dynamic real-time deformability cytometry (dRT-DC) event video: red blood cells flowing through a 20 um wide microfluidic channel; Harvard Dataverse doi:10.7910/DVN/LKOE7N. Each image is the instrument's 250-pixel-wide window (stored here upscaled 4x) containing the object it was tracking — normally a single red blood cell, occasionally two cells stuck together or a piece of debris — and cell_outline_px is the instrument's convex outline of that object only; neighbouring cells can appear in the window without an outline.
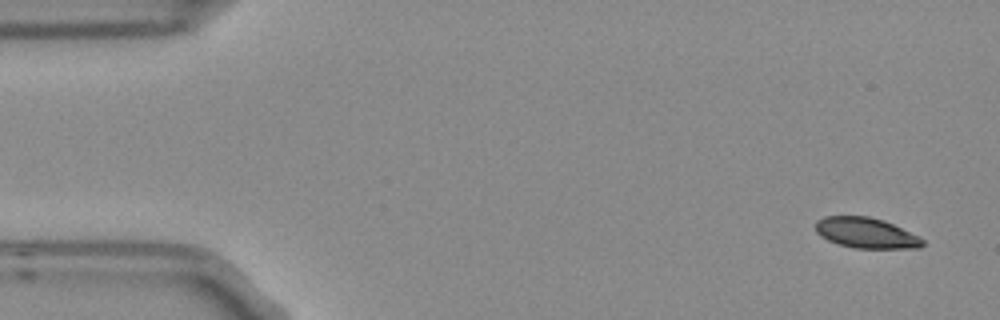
{"species": "Egyptian fruit bat (a non-hibernating species)", "species_latin": "Rousettus aegyptiacus", "temperature_condition": "room temperature", "stored_images_in_passage": 9, "camera_frame_rate_fps": 3000, "um_per_image_px": 0.085, "frame": {"image": 1, "passage_image": 1, "time_ms": 0.0, "image_size_px": [1000, 320], "cell_outline_px": [[924, 244], [920, 248], [856, 248], [840, 244], [828, 240], [820, 236], [816, 232], [816, 220], [824, 216], [868, 216], [884, 220], [920, 236], [924, 240]], "centroid_in_image_um": [73.63, 19.79], "position_along_channel_um": 11.4, "area_um2": 19.07}}
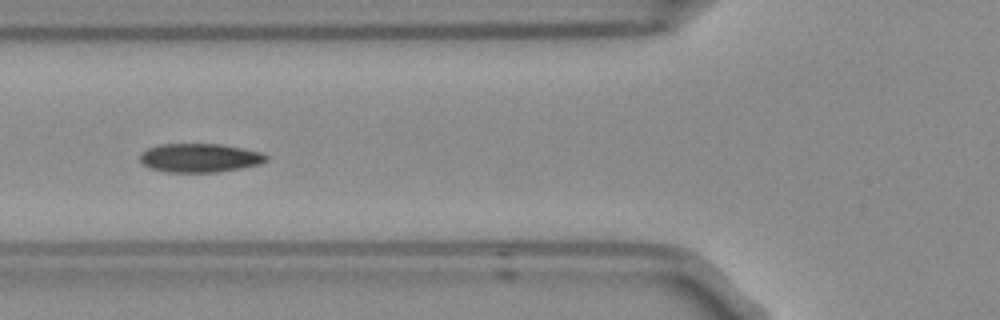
{"frame": {"image": 2, "passage_image": 6, "time_ms": 1.667, "image_size_px": [1000, 320], "cell_outline_px": [[268, 160], [260, 164], [240, 168], [216, 172], [168, 172], [152, 168], [144, 164], [140, 160], [140, 152], [148, 148], [160, 144], [220, 144], [260, 152], [268, 156]], "centroid_in_image_um": [16.97, 13.41], "position_along_channel_um": 108.8, "area_um2": 20.98}}
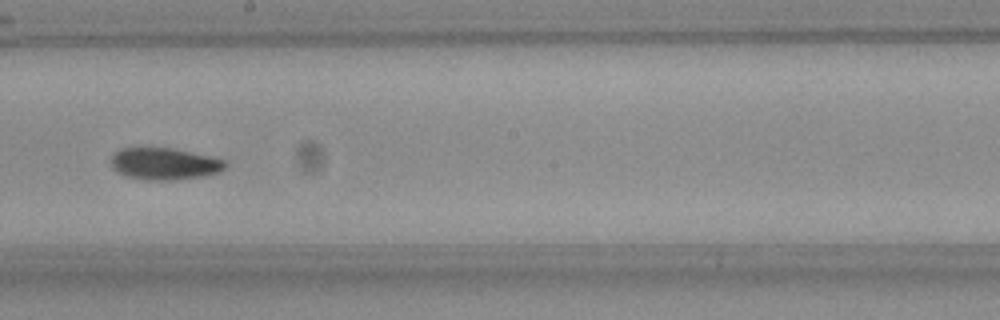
{"frame": {"image": 3, "passage_image": 9, "time_ms": 2.667, "image_size_px": [1000, 320], "cell_outline_px": [[228, 164], [220, 172], [204, 176], [168, 180], [144, 180], [128, 176], [112, 168], [112, 156], [120, 148], [172, 148], [228, 160]], "centroid_in_image_um": [14.02, 13.92], "position_along_channel_um": 234.2, "area_um2": 21.1}}